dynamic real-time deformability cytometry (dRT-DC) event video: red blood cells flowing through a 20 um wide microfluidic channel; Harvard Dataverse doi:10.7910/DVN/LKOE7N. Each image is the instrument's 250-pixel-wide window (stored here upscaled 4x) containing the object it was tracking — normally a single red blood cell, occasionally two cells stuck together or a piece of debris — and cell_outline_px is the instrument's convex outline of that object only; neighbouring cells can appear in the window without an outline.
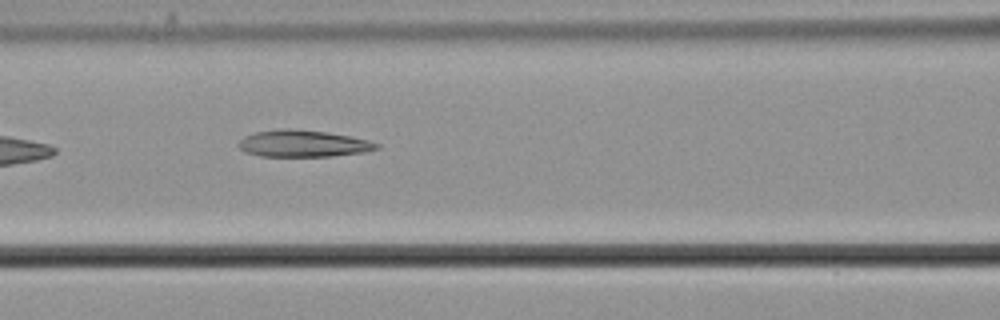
{"species": "common noctule bat (a hibernating species)", "species_latin": "Nyctalus noctula", "temperature_condition": "cold", "stored_images_in_passage": 32, "camera_frame_rate_fps": 3000, "um_per_image_px": 0.085, "animal": {"sex": "male", "body_mass_g": 21.5, "forearm_length_mm": 52.0}, "frame": {"image": 1, "passage_image": 8, "time_ms": 2.333, "image_size_px": [1000, 320], "cell_outline_px": [[380, 148], [364, 152], [332, 156], [260, 156], [244, 152], [236, 144], [244, 136], [256, 132], [276, 128], [288, 128], [328, 132], [368, 140], [380, 144]], "centroid_in_image_um": [25.73, 12.2], "position_along_channel_um": 140.9, "area_um2": 21.68}}
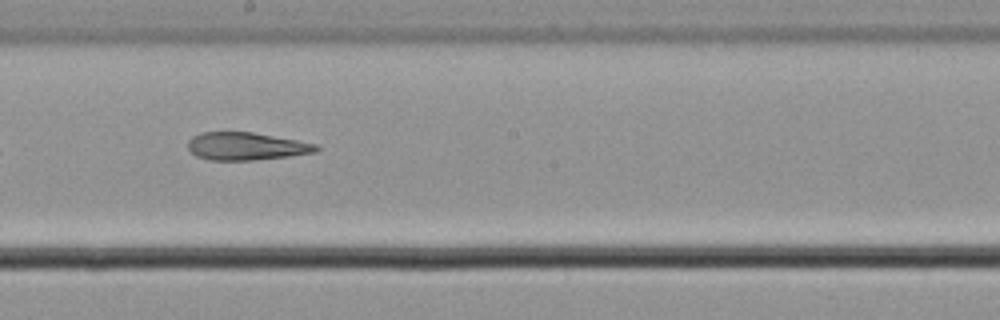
{"frame": {"image": 2, "passage_image": 15, "time_ms": 4.667, "image_size_px": [1000, 320], "cell_outline_px": [[320, 148], [316, 152], [288, 156], [252, 160], [212, 160], [196, 156], [188, 148], [188, 140], [192, 136], [200, 132], [252, 132], [296, 140], [316, 144]], "centroid_in_image_um": [20.9, 12.43], "position_along_channel_um": 227.3, "area_um2": 20.58}}
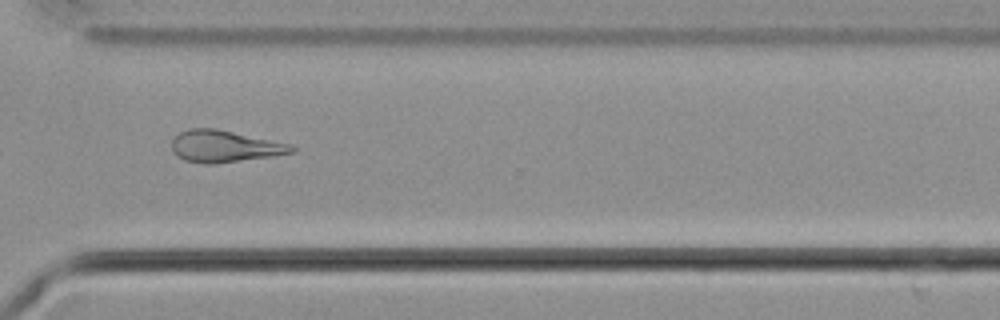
{"frame": {"image": 3, "passage_image": 25, "time_ms": 8.0, "image_size_px": [1000, 320], "cell_outline_px": [[296, 152], [272, 156], [212, 164], [208, 164], [184, 160], [172, 152], [172, 140], [180, 132], [188, 128], [216, 128], [288, 144], [296, 148]], "centroid_in_image_um": [19.05, 12.43], "position_along_channel_um": 351.6, "area_um2": 21.96}}